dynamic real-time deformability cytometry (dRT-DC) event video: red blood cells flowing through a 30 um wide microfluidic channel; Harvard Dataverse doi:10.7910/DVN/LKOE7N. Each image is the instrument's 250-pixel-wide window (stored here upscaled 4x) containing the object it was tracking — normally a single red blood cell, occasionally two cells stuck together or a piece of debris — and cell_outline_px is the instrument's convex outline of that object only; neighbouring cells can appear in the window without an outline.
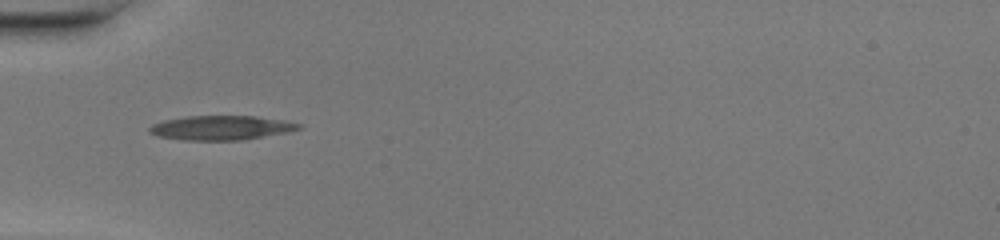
{"species": "common noctule bat (a hibernating species)", "species_latin": "Nyctalus noctula", "temperature_condition": "warm", "stored_images_in_passage": 32, "camera_frame_rate_fps": 3000, "um_per_image_px": 0.085, "animal": {"sex": "female", "body_mass_g": 20.0, "forearm_length_mm": 54.0}, "frame": {"image": 1, "passage_image": 1, "time_ms": 0.0, "image_size_px": [1000, 240], "cell_outline_px": [[304, 128], [288, 132], [244, 140], [184, 140], [156, 136], [148, 132], [148, 128], [152, 124], [164, 120], [184, 116], [256, 116], [284, 120], [304, 124]], "centroid_in_image_um": [18.83, 10.86], "position_along_channel_um": 66.2, "area_um2": 21.5}}
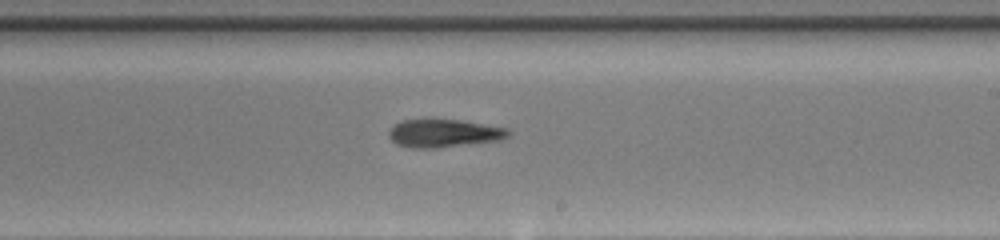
{"frame": {"image": 2, "passage_image": 14, "time_ms": 4.333, "image_size_px": [1000, 240], "cell_outline_px": [[512, 132], [508, 136], [500, 140], [436, 148], [412, 148], [396, 144], [388, 136], [388, 132], [400, 120], [432, 116], [460, 120], [508, 128]], "centroid_in_image_um": [37.69, 11.28], "position_along_channel_um": 251.3, "area_um2": 20.23}}
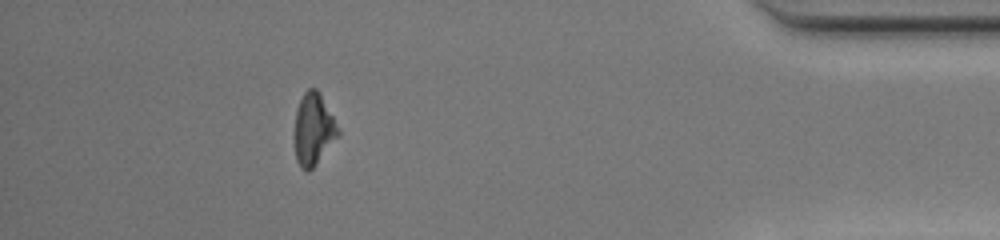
{"frame": {"image": 3, "passage_image": 28, "time_ms": 9.0, "image_size_px": [1000, 240], "cell_outline_px": [[340, 136], [316, 164], [308, 172], [304, 172], [300, 168], [296, 160], [296, 108], [304, 92], [308, 88], [316, 88], [320, 92], [340, 128]], "centroid_in_image_um": [26.69, 10.99], "position_along_channel_um": 408.5, "area_um2": 18.38}, "authors_computed_cell_mechanics": {"area_um2": 19.652, "velocity_mm_per_s": 4.3393, "shape_relaxation_time_tau1_ms": 5.0003, "shape_relaxation_time_tau2_ms": 5.0305, "deformation_change_tau1": 0.2152, "deformation_change_tau2": 0.1588}}